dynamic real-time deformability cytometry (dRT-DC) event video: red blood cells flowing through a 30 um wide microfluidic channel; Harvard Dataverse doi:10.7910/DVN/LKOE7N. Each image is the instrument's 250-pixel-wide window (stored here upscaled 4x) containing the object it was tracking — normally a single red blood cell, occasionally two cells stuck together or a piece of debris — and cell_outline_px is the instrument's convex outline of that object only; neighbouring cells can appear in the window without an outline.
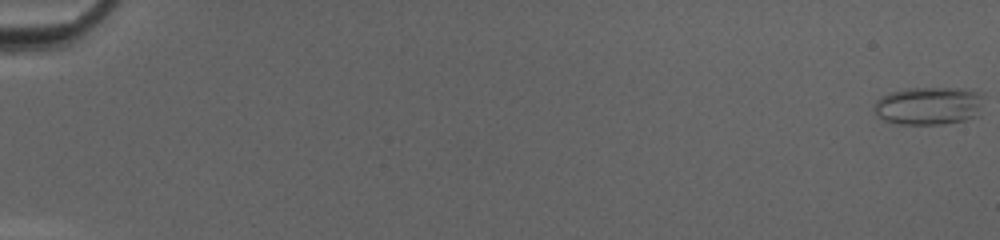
{"species": "common noctule bat (a hibernating species)", "species_latin": "Nyctalus noctula", "temperature_condition": "cold", "stored_images_in_passage": 52, "camera_frame_rate_fps": 3000, "um_per_image_px": 0.085, "animal": {"sex": "female", "body_mass_g": 20.0, "forearm_length_mm": 54.0}, "frame": {"image": 1, "passage_image": 1, "time_ms": 0.0, "image_size_px": [1000, 240], "cell_outline_px": [[984, 96], [980, 116], [964, 120], [944, 124], [896, 124], [884, 120], [872, 108], [876, 100], [892, 92], [908, 88], [964, 88], [980, 92]], "centroid_in_image_um": [79.01, 8.99], "position_along_channel_um": 6.0, "area_um2": 24.57}}
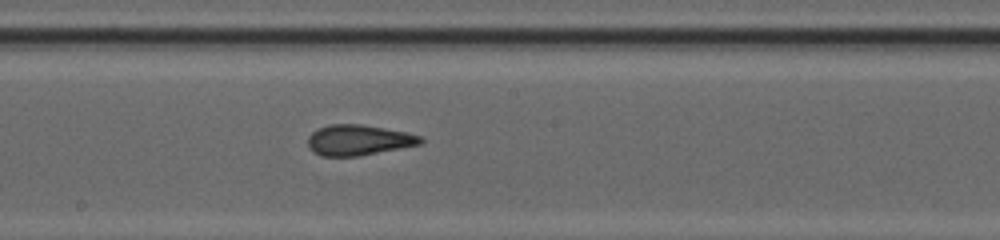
{"frame": {"image": 2, "passage_image": 31, "time_ms": 10.0, "image_size_px": [1000, 240], "cell_outline_px": [[424, 140], [420, 144], [360, 156], [320, 156], [312, 152], [308, 148], [308, 136], [316, 128], [328, 124], [360, 124], [384, 128], [404, 132], [420, 136]], "centroid_in_image_um": [30.4, 11.91], "position_along_channel_um": 217.8, "area_um2": 20.11}}
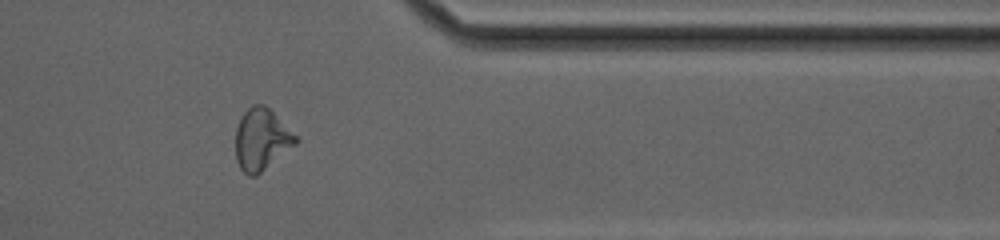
{"frame": {"image": 3, "passage_image": 44, "time_ms": 14.333, "image_size_px": [1000, 240], "cell_outline_px": [[300, 140], [296, 144], [256, 176], [248, 176], [240, 168], [236, 160], [236, 128], [244, 112], [252, 104], [264, 104], [300, 136]], "centroid_in_image_um": [22.26, 11.84], "position_along_channel_um": 389.1, "area_um2": 21.79}, "authors_computed_cell_mechanics": {"area_um2": 21.2415, "velocity_mm_per_s": 4.1764, "shape_relaxation_time_tau1_ms": null, "shape_relaxation_time_tau2_ms": 1.8908, "deformation_change_tau1": null, "deformation_change_tau2": 0.0754}}